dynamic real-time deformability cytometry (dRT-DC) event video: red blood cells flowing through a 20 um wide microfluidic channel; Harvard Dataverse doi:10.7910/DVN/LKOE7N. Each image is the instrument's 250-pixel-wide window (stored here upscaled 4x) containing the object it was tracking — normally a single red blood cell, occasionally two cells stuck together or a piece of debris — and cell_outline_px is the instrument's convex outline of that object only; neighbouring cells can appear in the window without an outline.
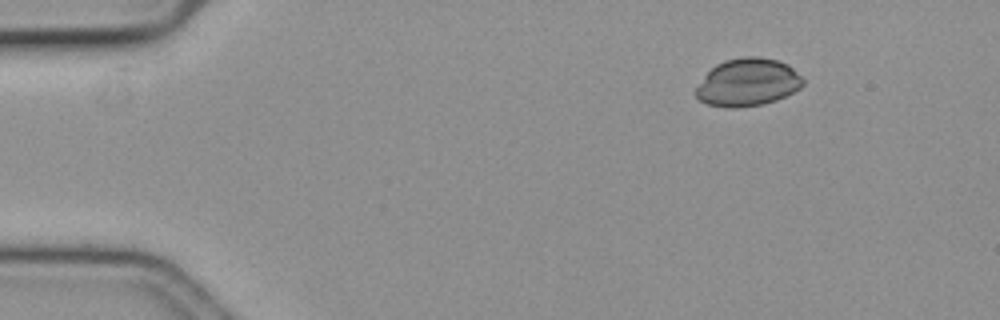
{"species": "common noctule bat (a hibernating species)", "species_latin": "Nyctalus noctula", "temperature_condition": "cold", "stored_images_in_passage": 29, "camera_frame_rate_fps": 3000, "um_per_image_px": 0.085, "animal": {"sex": "female", "body_mass_g": 19.3, "forearm_length_mm": 54.1}, "frame": {"image": 1, "passage_image": 1, "time_ms": 0.0, "image_size_px": [1000, 320], "cell_outline_px": [[804, 84], [800, 88], [776, 100], [764, 104], [736, 108], [724, 108], [708, 104], [700, 100], [696, 96], [696, 88], [704, 76], [716, 64], [724, 60], [744, 56], [756, 56], [776, 60], [788, 64], [804, 80]], "centroid_in_image_um": [63.55, 7.0], "position_along_channel_um": 21.5, "area_um2": 29.71}}
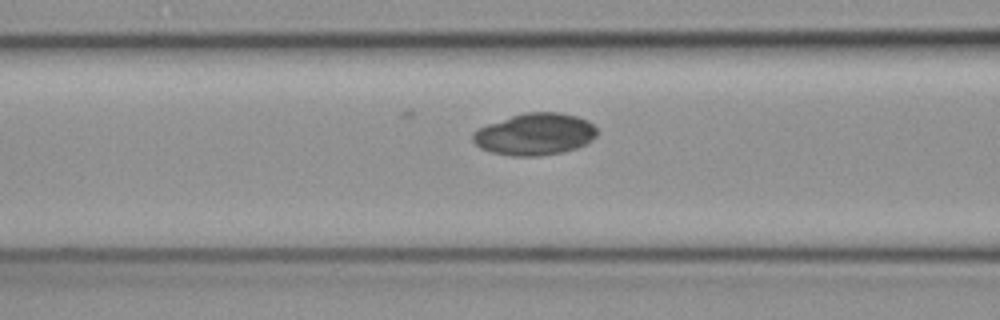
{"frame": {"image": 2, "passage_image": 17, "time_ms": 5.333, "image_size_px": [1000, 320], "cell_outline_px": [[596, 136], [592, 140], [576, 148], [560, 152], [536, 156], [512, 156], [492, 152], [480, 148], [472, 140], [472, 132], [488, 124], [524, 112], [560, 112], [576, 116], [588, 120], [596, 128]], "centroid_in_image_um": [45.46, 11.4], "position_along_channel_um": 121.1, "area_um2": 30.11}}
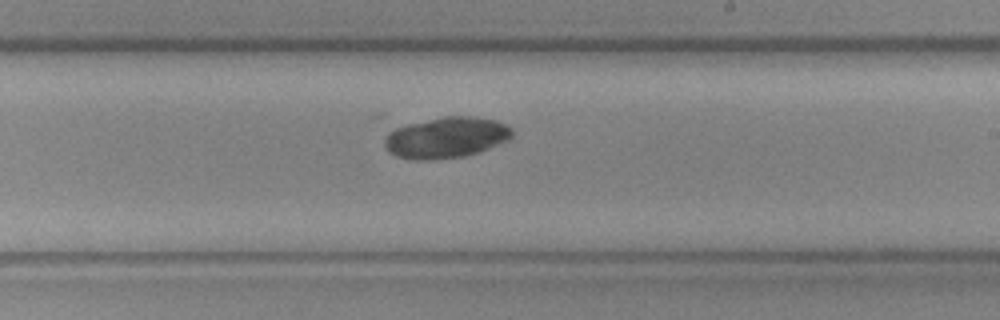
{"frame": {"image": 3, "passage_image": 28, "time_ms": 9.0, "image_size_px": [1000, 320], "cell_outline_px": [[512, 136], [508, 140], [480, 152], [464, 156], [432, 160], [412, 160], [396, 156], [388, 152], [384, 148], [384, 140], [388, 132], [396, 128], [408, 124], [444, 116], [472, 116], [496, 120], [512, 128]], "centroid_in_image_um": [37.91, 11.7], "position_along_channel_um": 251.1, "area_um2": 30.63}}